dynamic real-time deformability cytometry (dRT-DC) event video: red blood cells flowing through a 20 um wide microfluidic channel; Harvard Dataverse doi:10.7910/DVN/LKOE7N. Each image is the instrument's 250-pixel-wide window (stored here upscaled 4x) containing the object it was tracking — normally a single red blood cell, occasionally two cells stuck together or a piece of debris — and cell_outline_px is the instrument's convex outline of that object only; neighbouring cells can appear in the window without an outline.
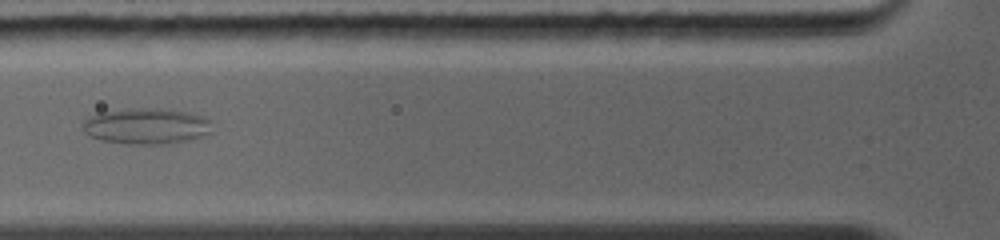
{"species": "common noctule bat (a hibernating species)", "species_latin": "Nyctalus noctula", "temperature_condition": "warm", "stored_images_in_passage": 28, "camera_frame_rate_fps": 5000, "um_per_image_px": 0.085, "animal": {"sex": "female", "body_mass_g": 19.0, "forearm_length_mm": 56.7}, "frame": {"image": 1, "passage_image": 5, "time_ms": 2.0, "image_size_px": [1000, 240], "cell_outline_px": [[212, 132], [200, 136], [184, 140], [152, 144], [128, 144], [104, 140], [92, 136], [84, 132], [84, 120], [88, 116], [100, 112], [128, 108], [160, 108], [188, 112], [204, 116], [212, 120]], "centroid_in_image_um": [12.46, 10.69], "position_along_channel_um": 113.3, "area_um2": 26.93}}
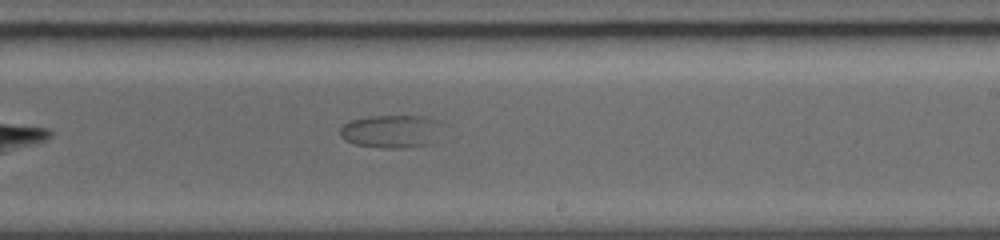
{"frame": {"image": 2, "passage_image": 13, "time_ms": 5.4, "image_size_px": [1000, 240], "cell_outline_px": [[448, 124], [432, 144], [404, 148], [384, 148], [352, 144], [344, 140], [340, 136], [340, 128], [344, 124], [352, 120], [368, 116], [432, 116]], "centroid_in_image_um": [33.38, 11.15], "position_along_channel_um": 255.6, "area_um2": 20.52}}
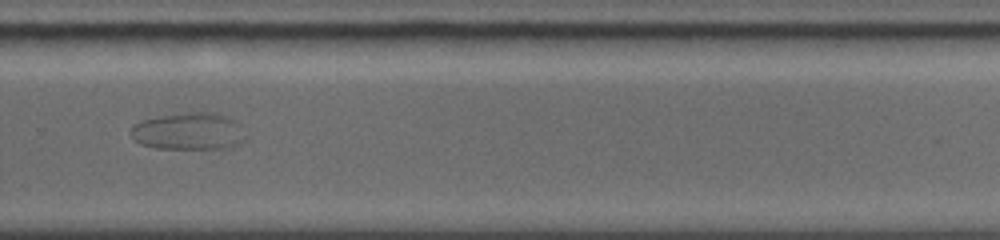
{"frame": {"image": 3, "passage_image": 16, "time_ms": 6.8, "image_size_px": [1000, 240], "cell_outline_px": [[248, 136], [244, 140], [228, 148], [156, 148], [140, 144], [132, 136], [132, 124], [140, 120], [160, 116], [188, 112], [216, 112], [236, 120]], "centroid_in_image_um": [16.07, 11.15], "position_along_channel_um": 313.7, "area_um2": 24.91}}